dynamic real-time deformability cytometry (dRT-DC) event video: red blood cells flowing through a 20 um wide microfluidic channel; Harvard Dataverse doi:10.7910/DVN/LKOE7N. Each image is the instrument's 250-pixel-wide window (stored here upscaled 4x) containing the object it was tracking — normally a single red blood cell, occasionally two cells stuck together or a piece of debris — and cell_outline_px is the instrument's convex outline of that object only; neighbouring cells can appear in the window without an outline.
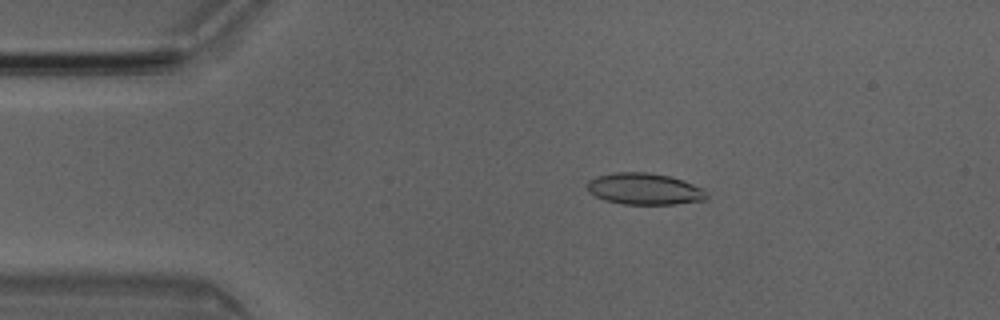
{"species": "Egyptian fruit bat (a non-hibernating species)", "species_latin": "Rousettus aegyptiacus", "temperature_condition": "room temperature", "stored_images_in_passage": 4, "camera_frame_rate_fps": 3000, "um_per_image_px": 0.085, "animal": {"sex": "male"}, "frame": {"image": 1, "passage_image": 3, "time_ms": 0.667, "image_size_px": [1000, 320], "cell_outline_px": [[708, 196], [704, 200], [676, 204], [624, 204], [604, 200], [588, 192], [588, 180], [596, 176], [616, 172], [644, 172], [668, 176], [684, 180], [704, 188]], "centroid_in_image_um": [54.79, 16.06], "position_along_channel_um": 30.2, "area_um2": 21.96}}